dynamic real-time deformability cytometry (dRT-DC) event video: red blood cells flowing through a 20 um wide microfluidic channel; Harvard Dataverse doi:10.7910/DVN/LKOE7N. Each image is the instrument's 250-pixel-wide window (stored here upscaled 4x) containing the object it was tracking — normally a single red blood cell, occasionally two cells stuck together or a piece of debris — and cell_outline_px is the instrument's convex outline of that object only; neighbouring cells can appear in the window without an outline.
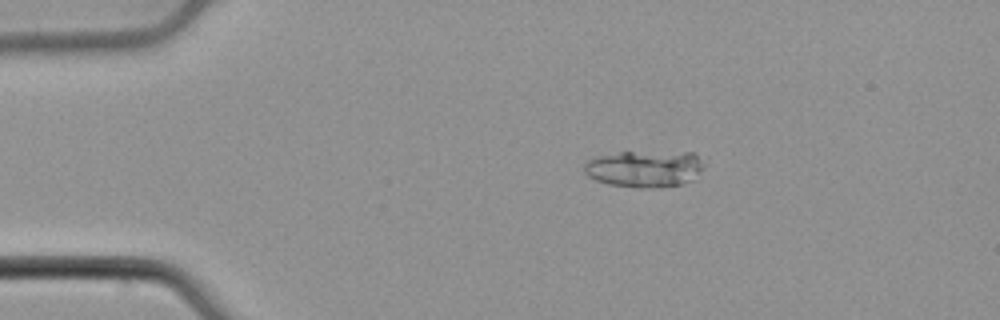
{"species": "common noctule bat (a hibernating species)", "species_latin": "Nyctalus noctula", "temperature_condition": "cold", "stored_images_in_passage": 40, "camera_frame_rate_fps": 3000, "um_per_image_px": 0.085, "animal": {"sex": "male", "body_mass_g": 21.5, "forearm_length_mm": 52.0}, "frame": {"image": 1, "passage_image": 10, "time_ms": 3.0, "image_size_px": [1000, 320], "cell_outline_px": [[704, 168], [696, 180], [684, 184], [660, 188], [640, 188], [608, 184], [596, 180], [588, 176], [584, 172], [584, 164], [588, 160], [596, 156], [620, 152], [692, 152], [704, 164]], "centroid_in_image_um": [54.83, 14.36], "position_along_channel_um": 30.2, "area_um2": 26.07}}
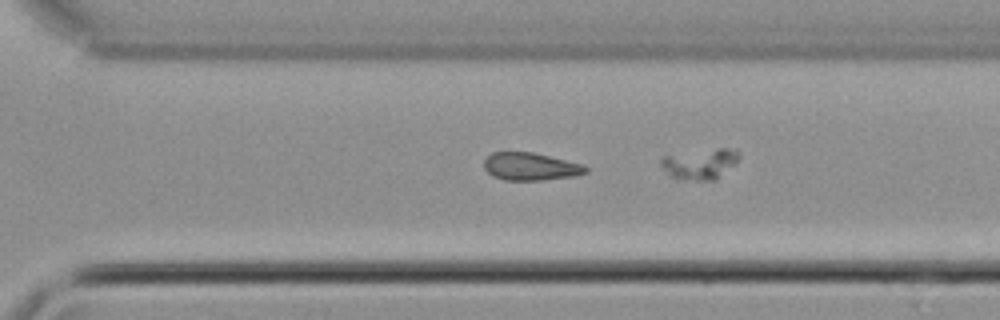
{"frame": {"image": 2, "passage_image": 37, "time_ms": 12.0, "image_size_px": [1000, 320], "cell_outline_px": [[588, 172], [576, 176], [540, 180], [504, 180], [492, 176], [484, 168], [484, 156], [492, 152], [532, 152], [584, 164], [588, 168]], "centroid_in_image_um": [45.08, 14.15], "position_along_channel_um": 325.5, "area_um2": 16.59}}